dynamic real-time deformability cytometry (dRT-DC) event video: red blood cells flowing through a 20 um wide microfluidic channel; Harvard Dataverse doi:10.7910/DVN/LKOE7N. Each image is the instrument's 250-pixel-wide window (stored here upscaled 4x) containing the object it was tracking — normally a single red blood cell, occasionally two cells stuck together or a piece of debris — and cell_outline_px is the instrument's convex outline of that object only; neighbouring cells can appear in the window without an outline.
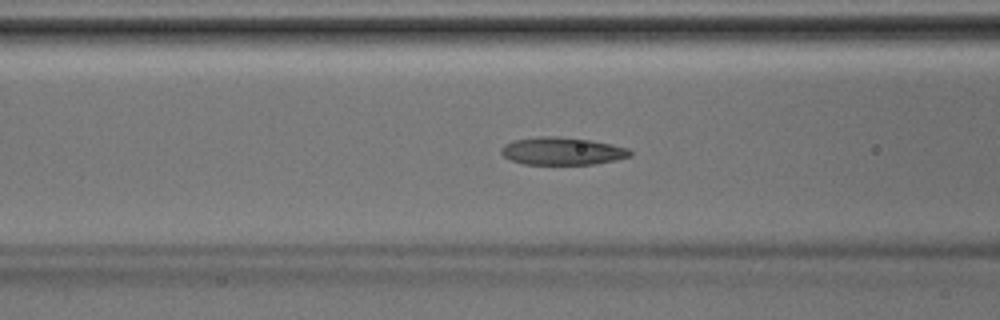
{"species": "Egyptian fruit bat (a non-hibernating species)", "species_latin": "Rousettus aegyptiacus", "temperature_condition": "room temperature", "stored_images_in_passage": 40, "camera_frame_rate_fps": 3000, "um_per_image_px": 0.085, "animal": {"sex": "male"}, "frame": {"image": 1, "passage_image": 16, "time_ms": 5.0, "image_size_px": [1000, 320], "cell_outline_px": [[632, 156], [616, 160], [596, 164], [524, 164], [512, 160], [504, 156], [500, 152], [500, 148], [504, 144], [512, 140], [540, 136], [560, 136], [588, 140], [612, 144], [628, 148], [632, 152]], "centroid_in_image_um": [47.78, 12.84], "position_along_channel_um": 118.8, "area_um2": 20.87}}
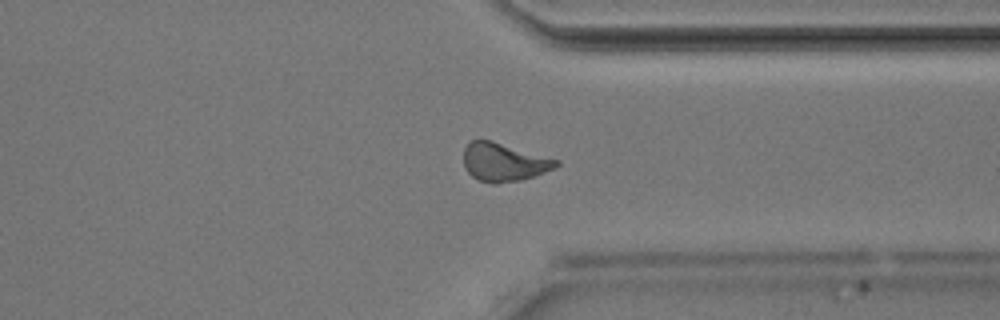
{"frame": {"image": 2, "passage_image": 31, "time_ms": 10.0, "image_size_px": [1000, 320], "cell_outline_px": [[560, 164], [556, 168], [520, 180], [496, 184], [492, 184], [480, 180], [472, 176], [464, 168], [464, 148], [472, 140], [492, 140], [560, 160]], "centroid_in_image_um": [42.84, 13.78], "position_along_channel_um": 368.6, "area_um2": 20.69}}
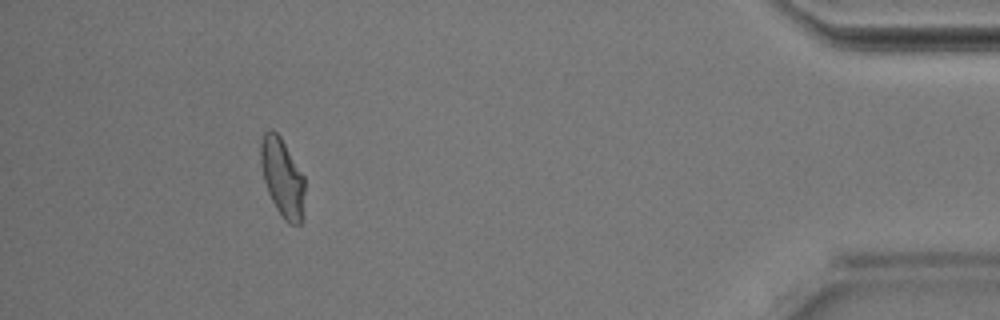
{"frame": {"image": 3, "passage_image": 37, "time_ms": 12.0, "image_size_px": [1000, 320], "cell_outline_px": [[304, 192], [300, 224], [288, 224], [284, 220], [276, 208], [268, 192], [264, 180], [260, 160], [260, 140], [264, 132], [268, 128], [272, 128], [280, 136], [304, 176]], "centroid_in_image_um": [23.97, 15.04], "position_along_channel_um": 411.2, "area_um2": 20.0}}